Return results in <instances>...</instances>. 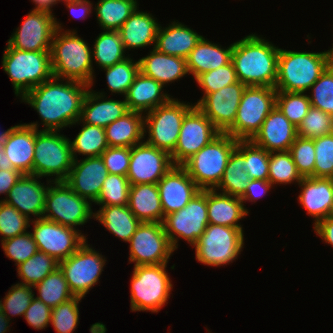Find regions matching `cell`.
<instances>
[{
	"label": "cell",
	"instance_id": "6da1fadb",
	"mask_svg": "<svg viewBox=\"0 0 333 333\" xmlns=\"http://www.w3.org/2000/svg\"><path fill=\"white\" fill-rule=\"evenodd\" d=\"M62 81L64 79L52 76L21 97L22 102L31 105L40 115L45 128L42 130L60 131L80 120L83 102L91 86L74 80Z\"/></svg>",
	"mask_w": 333,
	"mask_h": 333
},
{
	"label": "cell",
	"instance_id": "7a4b0ae2",
	"mask_svg": "<svg viewBox=\"0 0 333 333\" xmlns=\"http://www.w3.org/2000/svg\"><path fill=\"white\" fill-rule=\"evenodd\" d=\"M280 48L255 34L233 43L231 62L246 86L275 87Z\"/></svg>",
	"mask_w": 333,
	"mask_h": 333
},
{
	"label": "cell",
	"instance_id": "3957f363",
	"mask_svg": "<svg viewBox=\"0 0 333 333\" xmlns=\"http://www.w3.org/2000/svg\"><path fill=\"white\" fill-rule=\"evenodd\" d=\"M62 29L56 20V30L50 50L53 76L93 86L95 77H93L92 48L74 30L62 32Z\"/></svg>",
	"mask_w": 333,
	"mask_h": 333
},
{
	"label": "cell",
	"instance_id": "277c9868",
	"mask_svg": "<svg viewBox=\"0 0 333 333\" xmlns=\"http://www.w3.org/2000/svg\"><path fill=\"white\" fill-rule=\"evenodd\" d=\"M333 63V53L296 52L281 49L278 56L276 91L306 93Z\"/></svg>",
	"mask_w": 333,
	"mask_h": 333
},
{
	"label": "cell",
	"instance_id": "5b68a950",
	"mask_svg": "<svg viewBox=\"0 0 333 333\" xmlns=\"http://www.w3.org/2000/svg\"><path fill=\"white\" fill-rule=\"evenodd\" d=\"M3 70L9 75L16 96L49 80L52 76L50 51H25L8 43L2 57Z\"/></svg>",
	"mask_w": 333,
	"mask_h": 333
},
{
	"label": "cell",
	"instance_id": "8992f818",
	"mask_svg": "<svg viewBox=\"0 0 333 333\" xmlns=\"http://www.w3.org/2000/svg\"><path fill=\"white\" fill-rule=\"evenodd\" d=\"M237 142L229 134L220 133L181 166L201 190L215 189Z\"/></svg>",
	"mask_w": 333,
	"mask_h": 333
},
{
	"label": "cell",
	"instance_id": "52a82bcc",
	"mask_svg": "<svg viewBox=\"0 0 333 333\" xmlns=\"http://www.w3.org/2000/svg\"><path fill=\"white\" fill-rule=\"evenodd\" d=\"M70 140L60 135V131L38 130L36 127L33 175L55 176L53 182L65 181L74 162Z\"/></svg>",
	"mask_w": 333,
	"mask_h": 333
},
{
	"label": "cell",
	"instance_id": "ba28073f",
	"mask_svg": "<svg viewBox=\"0 0 333 333\" xmlns=\"http://www.w3.org/2000/svg\"><path fill=\"white\" fill-rule=\"evenodd\" d=\"M167 263L134 266L131 280V310L158 312L173 288L166 272Z\"/></svg>",
	"mask_w": 333,
	"mask_h": 333
},
{
	"label": "cell",
	"instance_id": "9c48e42d",
	"mask_svg": "<svg viewBox=\"0 0 333 333\" xmlns=\"http://www.w3.org/2000/svg\"><path fill=\"white\" fill-rule=\"evenodd\" d=\"M276 94L274 87L246 86L235 122L225 133L237 140H251L276 106Z\"/></svg>",
	"mask_w": 333,
	"mask_h": 333
},
{
	"label": "cell",
	"instance_id": "30bf717a",
	"mask_svg": "<svg viewBox=\"0 0 333 333\" xmlns=\"http://www.w3.org/2000/svg\"><path fill=\"white\" fill-rule=\"evenodd\" d=\"M52 182L51 179L47 181L50 184L45 195L42 218L72 228L94 218L89 200L75 193L65 181Z\"/></svg>",
	"mask_w": 333,
	"mask_h": 333
},
{
	"label": "cell",
	"instance_id": "8fae6325",
	"mask_svg": "<svg viewBox=\"0 0 333 333\" xmlns=\"http://www.w3.org/2000/svg\"><path fill=\"white\" fill-rule=\"evenodd\" d=\"M194 106L172 98L168 103L145 113L144 133H149L145 142L171 155L176 147L182 121Z\"/></svg>",
	"mask_w": 333,
	"mask_h": 333
},
{
	"label": "cell",
	"instance_id": "7c38bea8",
	"mask_svg": "<svg viewBox=\"0 0 333 333\" xmlns=\"http://www.w3.org/2000/svg\"><path fill=\"white\" fill-rule=\"evenodd\" d=\"M243 228L208 224L195 247V257L208 266L232 263L244 246Z\"/></svg>",
	"mask_w": 333,
	"mask_h": 333
},
{
	"label": "cell",
	"instance_id": "4fadbf2b",
	"mask_svg": "<svg viewBox=\"0 0 333 333\" xmlns=\"http://www.w3.org/2000/svg\"><path fill=\"white\" fill-rule=\"evenodd\" d=\"M208 224L207 190L199 191L184 208L166 215L163 221L174 250L178 248L179 238L194 246Z\"/></svg>",
	"mask_w": 333,
	"mask_h": 333
},
{
	"label": "cell",
	"instance_id": "5bb4252c",
	"mask_svg": "<svg viewBox=\"0 0 333 333\" xmlns=\"http://www.w3.org/2000/svg\"><path fill=\"white\" fill-rule=\"evenodd\" d=\"M86 242L71 256L59 262L70 291L74 296L82 298L98 283L107 261Z\"/></svg>",
	"mask_w": 333,
	"mask_h": 333
},
{
	"label": "cell",
	"instance_id": "9a60e30c",
	"mask_svg": "<svg viewBox=\"0 0 333 333\" xmlns=\"http://www.w3.org/2000/svg\"><path fill=\"white\" fill-rule=\"evenodd\" d=\"M128 243L129 262L134 266L168 263L175 251L160 222H141Z\"/></svg>",
	"mask_w": 333,
	"mask_h": 333
},
{
	"label": "cell",
	"instance_id": "2e32d148",
	"mask_svg": "<svg viewBox=\"0 0 333 333\" xmlns=\"http://www.w3.org/2000/svg\"><path fill=\"white\" fill-rule=\"evenodd\" d=\"M31 233L38 251L44 252L60 262L71 256L86 241L80 230L64 226L44 218L31 220Z\"/></svg>",
	"mask_w": 333,
	"mask_h": 333
},
{
	"label": "cell",
	"instance_id": "e0dca14e",
	"mask_svg": "<svg viewBox=\"0 0 333 333\" xmlns=\"http://www.w3.org/2000/svg\"><path fill=\"white\" fill-rule=\"evenodd\" d=\"M220 133L200 109L194 106L182 121L176 147L170 155L173 165H182Z\"/></svg>",
	"mask_w": 333,
	"mask_h": 333
},
{
	"label": "cell",
	"instance_id": "ac0fdd59",
	"mask_svg": "<svg viewBox=\"0 0 333 333\" xmlns=\"http://www.w3.org/2000/svg\"><path fill=\"white\" fill-rule=\"evenodd\" d=\"M55 30L53 13L32 9L7 43L19 50L50 51Z\"/></svg>",
	"mask_w": 333,
	"mask_h": 333
},
{
	"label": "cell",
	"instance_id": "d6986e66",
	"mask_svg": "<svg viewBox=\"0 0 333 333\" xmlns=\"http://www.w3.org/2000/svg\"><path fill=\"white\" fill-rule=\"evenodd\" d=\"M172 166L167 152L141 142L131 147L127 178L131 185L157 184Z\"/></svg>",
	"mask_w": 333,
	"mask_h": 333
},
{
	"label": "cell",
	"instance_id": "ffe728a7",
	"mask_svg": "<svg viewBox=\"0 0 333 333\" xmlns=\"http://www.w3.org/2000/svg\"><path fill=\"white\" fill-rule=\"evenodd\" d=\"M245 88V84L237 81L207 94L196 106L221 133H225L235 122Z\"/></svg>",
	"mask_w": 333,
	"mask_h": 333
},
{
	"label": "cell",
	"instance_id": "44dd1931",
	"mask_svg": "<svg viewBox=\"0 0 333 333\" xmlns=\"http://www.w3.org/2000/svg\"><path fill=\"white\" fill-rule=\"evenodd\" d=\"M157 187L164 217L184 208L201 191L181 165H173Z\"/></svg>",
	"mask_w": 333,
	"mask_h": 333
},
{
	"label": "cell",
	"instance_id": "7402d4cb",
	"mask_svg": "<svg viewBox=\"0 0 333 333\" xmlns=\"http://www.w3.org/2000/svg\"><path fill=\"white\" fill-rule=\"evenodd\" d=\"M108 174L101 156L74 159L65 182L75 193L95 203Z\"/></svg>",
	"mask_w": 333,
	"mask_h": 333
},
{
	"label": "cell",
	"instance_id": "603a6c76",
	"mask_svg": "<svg viewBox=\"0 0 333 333\" xmlns=\"http://www.w3.org/2000/svg\"><path fill=\"white\" fill-rule=\"evenodd\" d=\"M297 137V127L275 106L251 141L268 152L289 151Z\"/></svg>",
	"mask_w": 333,
	"mask_h": 333
},
{
	"label": "cell",
	"instance_id": "cb8c5ba5",
	"mask_svg": "<svg viewBox=\"0 0 333 333\" xmlns=\"http://www.w3.org/2000/svg\"><path fill=\"white\" fill-rule=\"evenodd\" d=\"M35 175H22L9 190L4 201L16 208L30 220V215L36 219L42 218L44 211L45 195L49 187L43 185Z\"/></svg>",
	"mask_w": 333,
	"mask_h": 333
},
{
	"label": "cell",
	"instance_id": "d4e9b609",
	"mask_svg": "<svg viewBox=\"0 0 333 333\" xmlns=\"http://www.w3.org/2000/svg\"><path fill=\"white\" fill-rule=\"evenodd\" d=\"M37 123L15 125L4 140L2 151L10 159L14 169L22 175H33Z\"/></svg>",
	"mask_w": 333,
	"mask_h": 333
},
{
	"label": "cell",
	"instance_id": "484cf974",
	"mask_svg": "<svg viewBox=\"0 0 333 333\" xmlns=\"http://www.w3.org/2000/svg\"><path fill=\"white\" fill-rule=\"evenodd\" d=\"M298 185L302 187L298 197L299 203L307 210L309 216H313L314 225L331 216L332 178L304 177Z\"/></svg>",
	"mask_w": 333,
	"mask_h": 333
},
{
	"label": "cell",
	"instance_id": "4316f807",
	"mask_svg": "<svg viewBox=\"0 0 333 333\" xmlns=\"http://www.w3.org/2000/svg\"><path fill=\"white\" fill-rule=\"evenodd\" d=\"M91 90L90 87L85 96L81 117L77 124L83 122L105 128L129 112L125 99L122 101L107 99L104 92Z\"/></svg>",
	"mask_w": 333,
	"mask_h": 333
},
{
	"label": "cell",
	"instance_id": "83f0119b",
	"mask_svg": "<svg viewBox=\"0 0 333 333\" xmlns=\"http://www.w3.org/2000/svg\"><path fill=\"white\" fill-rule=\"evenodd\" d=\"M138 61L139 71L163 86L189 74L186 59L162 53L154 47L150 54Z\"/></svg>",
	"mask_w": 333,
	"mask_h": 333
},
{
	"label": "cell",
	"instance_id": "f1b7e54d",
	"mask_svg": "<svg viewBox=\"0 0 333 333\" xmlns=\"http://www.w3.org/2000/svg\"><path fill=\"white\" fill-rule=\"evenodd\" d=\"M163 85L140 71L124 96L129 111L146 112L168 103L172 98L162 91Z\"/></svg>",
	"mask_w": 333,
	"mask_h": 333
},
{
	"label": "cell",
	"instance_id": "f546056e",
	"mask_svg": "<svg viewBox=\"0 0 333 333\" xmlns=\"http://www.w3.org/2000/svg\"><path fill=\"white\" fill-rule=\"evenodd\" d=\"M136 8L130 17L120 27L121 40L125 50L142 48L156 44L160 24L150 13Z\"/></svg>",
	"mask_w": 333,
	"mask_h": 333
},
{
	"label": "cell",
	"instance_id": "4dcf8cb0",
	"mask_svg": "<svg viewBox=\"0 0 333 333\" xmlns=\"http://www.w3.org/2000/svg\"><path fill=\"white\" fill-rule=\"evenodd\" d=\"M217 191L218 189L207 190L209 224L243 228L238 222L249 212L241 198Z\"/></svg>",
	"mask_w": 333,
	"mask_h": 333
},
{
	"label": "cell",
	"instance_id": "1f68e13d",
	"mask_svg": "<svg viewBox=\"0 0 333 333\" xmlns=\"http://www.w3.org/2000/svg\"><path fill=\"white\" fill-rule=\"evenodd\" d=\"M202 37L186 25L173 21L165 28L160 25L154 48L162 53L186 59Z\"/></svg>",
	"mask_w": 333,
	"mask_h": 333
},
{
	"label": "cell",
	"instance_id": "d6a6232c",
	"mask_svg": "<svg viewBox=\"0 0 333 333\" xmlns=\"http://www.w3.org/2000/svg\"><path fill=\"white\" fill-rule=\"evenodd\" d=\"M232 49L233 44L225 49L202 37L186 58L188 73L195 79L201 73L228 64L231 61Z\"/></svg>",
	"mask_w": 333,
	"mask_h": 333
},
{
	"label": "cell",
	"instance_id": "836d02e7",
	"mask_svg": "<svg viewBox=\"0 0 333 333\" xmlns=\"http://www.w3.org/2000/svg\"><path fill=\"white\" fill-rule=\"evenodd\" d=\"M128 207L140 222L164 221L157 184L131 185Z\"/></svg>",
	"mask_w": 333,
	"mask_h": 333
},
{
	"label": "cell",
	"instance_id": "e575fe53",
	"mask_svg": "<svg viewBox=\"0 0 333 333\" xmlns=\"http://www.w3.org/2000/svg\"><path fill=\"white\" fill-rule=\"evenodd\" d=\"M144 115L136 111H129L104 128L106 140L110 147H132L143 142Z\"/></svg>",
	"mask_w": 333,
	"mask_h": 333
},
{
	"label": "cell",
	"instance_id": "d590c367",
	"mask_svg": "<svg viewBox=\"0 0 333 333\" xmlns=\"http://www.w3.org/2000/svg\"><path fill=\"white\" fill-rule=\"evenodd\" d=\"M97 219L110 233L124 242H129L141 223L127 206H101L94 213Z\"/></svg>",
	"mask_w": 333,
	"mask_h": 333
},
{
	"label": "cell",
	"instance_id": "8d00e7d4",
	"mask_svg": "<svg viewBox=\"0 0 333 333\" xmlns=\"http://www.w3.org/2000/svg\"><path fill=\"white\" fill-rule=\"evenodd\" d=\"M138 5L136 0H98L94 10L101 29L118 31Z\"/></svg>",
	"mask_w": 333,
	"mask_h": 333
},
{
	"label": "cell",
	"instance_id": "74e56055",
	"mask_svg": "<svg viewBox=\"0 0 333 333\" xmlns=\"http://www.w3.org/2000/svg\"><path fill=\"white\" fill-rule=\"evenodd\" d=\"M92 50V58L101 68L113 66L128 58L125 57V48L118 31L103 30L97 36Z\"/></svg>",
	"mask_w": 333,
	"mask_h": 333
},
{
	"label": "cell",
	"instance_id": "f35d334b",
	"mask_svg": "<svg viewBox=\"0 0 333 333\" xmlns=\"http://www.w3.org/2000/svg\"><path fill=\"white\" fill-rule=\"evenodd\" d=\"M245 157L235 148L230 154L222 179L215 189H222V193L241 197L251 180L244 172Z\"/></svg>",
	"mask_w": 333,
	"mask_h": 333
},
{
	"label": "cell",
	"instance_id": "ab89813d",
	"mask_svg": "<svg viewBox=\"0 0 333 333\" xmlns=\"http://www.w3.org/2000/svg\"><path fill=\"white\" fill-rule=\"evenodd\" d=\"M33 288L38 290L39 296L37 295L36 298L44 302L51 309L74 297L59 267Z\"/></svg>",
	"mask_w": 333,
	"mask_h": 333
},
{
	"label": "cell",
	"instance_id": "60d3db41",
	"mask_svg": "<svg viewBox=\"0 0 333 333\" xmlns=\"http://www.w3.org/2000/svg\"><path fill=\"white\" fill-rule=\"evenodd\" d=\"M73 141H70L74 159H78L76 153L86 157L100 156L109 146L103 127L85 124Z\"/></svg>",
	"mask_w": 333,
	"mask_h": 333
},
{
	"label": "cell",
	"instance_id": "b9f144b4",
	"mask_svg": "<svg viewBox=\"0 0 333 333\" xmlns=\"http://www.w3.org/2000/svg\"><path fill=\"white\" fill-rule=\"evenodd\" d=\"M236 149L245 157L244 172L251 179L268 181L270 152L251 140H238Z\"/></svg>",
	"mask_w": 333,
	"mask_h": 333
},
{
	"label": "cell",
	"instance_id": "7bdbcfd3",
	"mask_svg": "<svg viewBox=\"0 0 333 333\" xmlns=\"http://www.w3.org/2000/svg\"><path fill=\"white\" fill-rule=\"evenodd\" d=\"M59 267V262L50 255L37 251L32 257L17 266L21 284L34 287Z\"/></svg>",
	"mask_w": 333,
	"mask_h": 333
},
{
	"label": "cell",
	"instance_id": "ee69618b",
	"mask_svg": "<svg viewBox=\"0 0 333 333\" xmlns=\"http://www.w3.org/2000/svg\"><path fill=\"white\" fill-rule=\"evenodd\" d=\"M296 165L289 151L270 152L268 181L274 184L301 182Z\"/></svg>",
	"mask_w": 333,
	"mask_h": 333
},
{
	"label": "cell",
	"instance_id": "f6af8a7d",
	"mask_svg": "<svg viewBox=\"0 0 333 333\" xmlns=\"http://www.w3.org/2000/svg\"><path fill=\"white\" fill-rule=\"evenodd\" d=\"M106 71L108 89L112 93L126 95L134 78L139 73V61L134 62L130 57L114 64L113 66L102 68Z\"/></svg>",
	"mask_w": 333,
	"mask_h": 333
},
{
	"label": "cell",
	"instance_id": "bcb514c9",
	"mask_svg": "<svg viewBox=\"0 0 333 333\" xmlns=\"http://www.w3.org/2000/svg\"><path fill=\"white\" fill-rule=\"evenodd\" d=\"M276 107L298 128L307 115L311 103L305 93L277 91Z\"/></svg>",
	"mask_w": 333,
	"mask_h": 333
},
{
	"label": "cell",
	"instance_id": "7dc6e473",
	"mask_svg": "<svg viewBox=\"0 0 333 333\" xmlns=\"http://www.w3.org/2000/svg\"><path fill=\"white\" fill-rule=\"evenodd\" d=\"M130 186L127 176L108 174L95 204L101 206H127Z\"/></svg>",
	"mask_w": 333,
	"mask_h": 333
},
{
	"label": "cell",
	"instance_id": "c3c4849f",
	"mask_svg": "<svg viewBox=\"0 0 333 333\" xmlns=\"http://www.w3.org/2000/svg\"><path fill=\"white\" fill-rule=\"evenodd\" d=\"M333 133V116L313 106L297 128V136L315 139Z\"/></svg>",
	"mask_w": 333,
	"mask_h": 333
},
{
	"label": "cell",
	"instance_id": "681fc988",
	"mask_svg": "<svg viewBox=\"0 0 333 333\" xmlns=\"http://www.w3.org/2000/svg\"><path fill=\"white\" fill-rule=\"evenodd\" d=\"M82 297L70 300L52 308L50 323L57 333H73L79 324V302Z\"/></svg>",
	"mask_w": 333,
	"mask_h": 333
},
{
	"label": "cell",
	"instance_id": "f907efd6",
	"mask_svg": "<svg viewBox=\"0 0 333 333\" xmlns=\"http://www.w3.org/2000/svg\"><path fill=\"white\" fill-rule=\"evenodd\" d=\"M196 82L204 91V95L194 105L196 106L207 94L214 93L221 88L236 83L238 81L233 63L221 66L215 70L201 73L195 78Z\"/></svg>",
	"mask_w": 333,
	"mask_h": 333
},
{
	"label": "cell",
	"instance_id": "816d5d0a",
	"mask_svg": "<svg viewBox=\"0 0 333 333\" xmlns=\"http://www.w3.org/2000/svg\"><path fill=\"white\" fill-rule=\"evenodd\" d=\"M312 94L308 95L311 106L333 116V63L322 73L311 86Z\"/></svg>",
	"mask_w": 333,
	"mask_h": 333
},
{
	"label": "cell",
	"instance_id": "f5cc1de1",
	"mask_svg": "<svg viewBox=\"0 0 333 333\" xmlns=\"http://www.w3.org/2000/svg\"><path fill=\"white\" fill-rule=\"evenodd\" d=\"M289 152L302 178L314 177L315 147L314 139L296 137Z\"/></svg>",
	"mask_w": 333,
	"mask_h": 333
},
{
	"label": "cell",
	"instance_id": "db71d44e",
	"mask_svg": "<svg viewBox=\"0 0 333 333\" xmlns=\"http://www.w3.org/2000/svg\"><path fill=\"white\" fill-rule=\"evenodd\" d=\"M16 208L0 201V235L1 241L26 233L30 222Z\"/></svg>",
	"mask_w": 333,
	"mask_h": 333
},
{
	"label": "cell",
	"instance_id": "11a10c76",
	"mask_svg": "<svg viewBox=\"0 0 333 333\" xmlns=\"http://www.w3.org/2000/svg\"><path fill=\"white\" fill-rule=\"evenodd\" d=\"M32 288V286L21 283L11 286L2 302L3 313L9 320H11L10 316H24L26 309L29 307L35 296Z\"/></svg>",
	"mask_w": 333,
	"mask_h": 333
},
{
	"label": "cell",
	"instance_id": "9f6ffc18",
	"mask_svg": "<svg viewBox=\"0 0 333 333\" xmlns=\"http://www.w3.org/2000/svg\"><path fill=\"white\" fill-rule=\"evenodd\" d=\"M1 246L6 257L12 261L14 260L17 266L25 262L38 251L37 244L31 232H26L1 241Z\"/></svg>",
	"mask_w": 333,
	"mask_h": 333
},
{
	"label": "cell",
	"instance_id": "6f0895ef",
	"mask_svg": "<svg viewBox=\"0 0 333 333\" xmlns=\"http://www.w3.org/2000/svg\"><path fill=\"white\" fill-rule=\"evenodd\" d=\"M314 177L333 179V133L314 139Z\"/></svg>",
	"mask_w": 333,
	"mask_h": 333
},
{
	"label": "cell",
	"instance_id": "680465c9",
	"mask_svg": "<svg viewBox=\"0 0 333 333\" xmlns=\"http://www.w3.org/2000/svg\"><path fill=\"white\" fill-rule=\"evenodd\" d=\"M100 156L109 174L127 176L131 156L130 147L109 146Z\"/></svg>",
	"mask_w": 333,
	"mask_h": 333
},
{
	"label": "cell",
	"instance_id": "91938a15",
	"mask_svg": "<svg viewBox=\"0 0 333 333\" xmlns=\"http://www.w3.org/2000/svg\"><path fill=\"white\" fill-rule=\"evenodd\" d=\"M51 310L52 309L49 306L35 296L29 307L26 309L24 317L28 325L32 326L34 329H45L50 323Z\"/></svg>",
	"mask_w": 333,
	"mask_h": 333
},
{
	"label": "cell",
	"instance_id": "94428289",
	"mask_svg": "<svg viewBox=\"0 0 333 333\" xmlns=\"http://www.w3.org/2000/svg\"><path fill=\"white\" fill-rule=\"evenodd\" d=\"M273 185L269 181L259 180V179H251L248 182L247 189L245 193L240 197L243 205L246 201L256 202L262 195L268 193Z\"/></svg>",
	"mask_w": 333,
	"mask_h": 333
},
{
	"label": "cell",
	"instance_id": "6125c7cd",
	"mask_svg": "<svg viewBox=\"0 0 333 333\" xmlns=\"http://www.w3.org/2000/svg\"><path fill=\"white\" fill-rule=\"evenodd\" d=\"M21 176L22 174L15 169H0V194L3 193L7 196L9 190L14 186V184Z\"/></svg>",
	"mask_w": 333,
	"mask_h": 333
},
{
	"label": "cell",
	"instance_id": "be15d7a7",
	"mask_svg": "<svg viewBox=\"0 0 333 333\" xmlns=\"http://www.w3.org/2000/svg\"><path fill=\"white\" fill-rule=\"evenodd\" d=\"M314 230L325 243L333 247V216H328L314 225Z\"/></svg>",
	"mask_w": 333,
	"mask_h": 333
},
{
	"label": "cell",
	"instance_id": "e7e4bbea",
	"mask_svg": "<svg viewBox=\"0 0 333 333\" xmlns=\"http://www.w3.org/2000/svg\"><path fill=\"white\" fill-rule=\"evenodd\" d=\"M93 3L89 0H80V1H72V2H65V5L71 12L72 16L76 18H83L87 17L92 9L91 7ZM89 13V14H88Z\"/></svg>",
	"mask_w": 333,
	"mask_h": 333
},
{
	"label": "cell",
	"instance_id": "03108f58",
	"mask_svg": "<svg viewBox=\"0 0 333 333\" xmlns=\"http://www.w3.org/2000/svg\"><path fill=\"white\" fill-rule=\"evenodd\" d=\"M60 0H33V3H35L34 10H42L47 11L49 13H52V7L53 5L57 4Z\"/></svg>",
	"mask_w": 333,
	"mask_h": 333
},
{
	"label": "cell",
	"instance_id": "003e7915",
	"mask_svg": "<svg viewBox=\"0 0 333 333\" xmlns=\"http://www.w3.org/2000/svg\"><path fill=\"white\" fill-rule=\"evenodd\" d=\"M0 169H14L10 159L5 155L3 151H0Z\"/></svg>",
	"mask_w": 333,
	"mask_h": 333
},
{
	"label": "cell",
	"instance_id": "a7ac6f4b",
	"mask_svg": "<svg viewBox=\"0 0 333 333\" xmlns=\"http://www.w3.org/2000/svg\"><path fill=\"white\" fill-rule=\"evenodd\" d=\"M9 319L3 314H1V319H0V333H5L7 330H9L8 327L9 325Z\"/></svg>",
	"mask_w": 333,
	"mask_h": 333
},
{
	"label": "cell",
	"instance_id": "89a4df30",
	"mask_svg": "<svg viewBox=\"0 0 333 333\" xmlns=\"http://www.w3.org/2000/svg\"><path fill=\"white\" fill-rule=\"evenodd\" d=\"M13 127L14 126L10 127L6 131L0 132V151L3 150L4 140L9 136V133L11 132Z\"/></svg>",
	"mask_w": 333,
	"mask_h": 333
},
{
	"label": "cell",
	"instance_id": "2644e50d",
	"mask_svg": "<svg viewBox=\"0 0 333 333\" xmlns=\"http://www.w3.org/2000/svg\"><path fill=\"white\" fill-rule=\"evenodd\" d=\"M1 314H3V304H2V300L0 301V319H1Z\"/></svg>",
	"mask_w": 333,
	"mask_h": 333
},
{
	"label": "cell",
	"instance_id": "8c879c8a",
	"mask_svg": "<svg viewBox=\"0 0 333 333\" xmlns=\"http://www.w3.org/2000/svg\"><path fill=\"white\" fill-rule=\"evenodd\" d=\"M60 1H64V2H72V1H80V0H60Z\"/></svg>",
	"mask_w": 333,
	"mask_h": 333
},
{
	"label": "cell",
	"instance_id": "753ad0ef",
	"mask_svg": "<svg viewBox=\"0 0 333 333\" xmlns=\"http://www.w3.org/2000/svg\"><path fill=\"white\" fill-rule=\"evenodd\" d=\"M333 198V196H332ZM331 216H333V199H332V207H331Z\"/></svg>",
	"mask_w": 333,
	"mask_h": 333
}]
</instances>
